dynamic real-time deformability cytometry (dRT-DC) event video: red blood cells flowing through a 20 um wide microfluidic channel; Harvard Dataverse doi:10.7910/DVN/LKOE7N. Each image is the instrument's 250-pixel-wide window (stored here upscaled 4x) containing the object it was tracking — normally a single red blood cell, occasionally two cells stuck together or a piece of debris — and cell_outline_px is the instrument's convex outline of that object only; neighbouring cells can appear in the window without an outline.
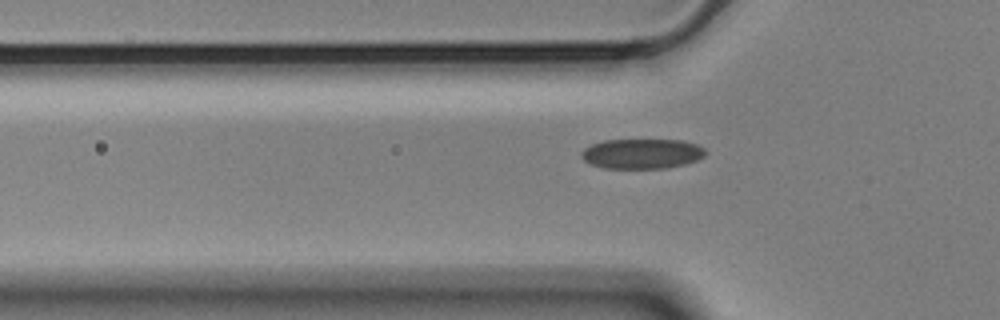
{"species": "Egyptian fruit bat (a non-hibernating species)", "species_latin": "Rousettus aegyptiacus", "temperature_condition": "cold", "stored_images_in_passage": 43, "camera_frame_rate_fps": 3000, "um_per_image_px": 0.085, "animal": {"sex": "male"}, "frame": {"image": 1, "passage_image": 11, "time_ms": 3.333, "image_size_px": [1000, 320], "cell_outline_px": [[704, 156], [696, 160], [684, 164], [664, 168], [604, 168], [592, 164], [584, 160], [580, 156], [580, 152], [584, 148], [592, 144], [604, 140], [684, 140], [696, 144], [704, 148]], "centroid_in_image_um": [54.53, 13.06], "position_along_channel_um": 71.3, "area_um2": 21.56}}
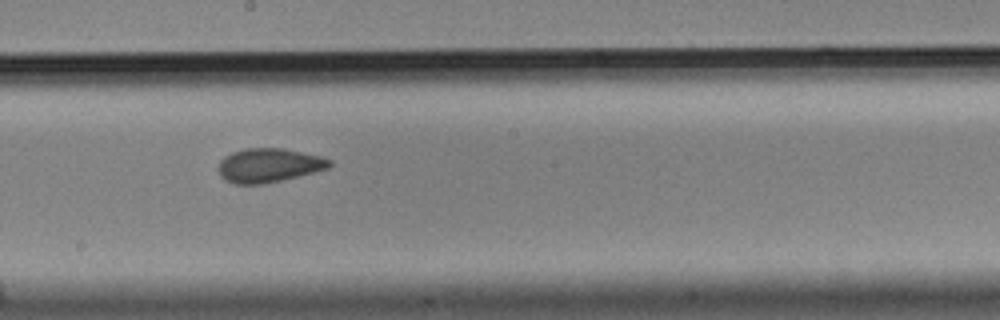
{"frame": {"image": 2, "passage_image": 24, "time_ms": 7.667, "image_size_px": [1000, 320], "cell_outline_px": [[332, 164], [328, 168], [264, 184], [232, 184], [224, 180], [220, 176], [220, 160], [224, 156], [232, 152], [244, 148], [284, 148], [320, 156], [332, 160]], "centroid_in_image_um": [22.82, 14.04], "position_along_channel_um": 225.4, "area_um2": 21.91}}
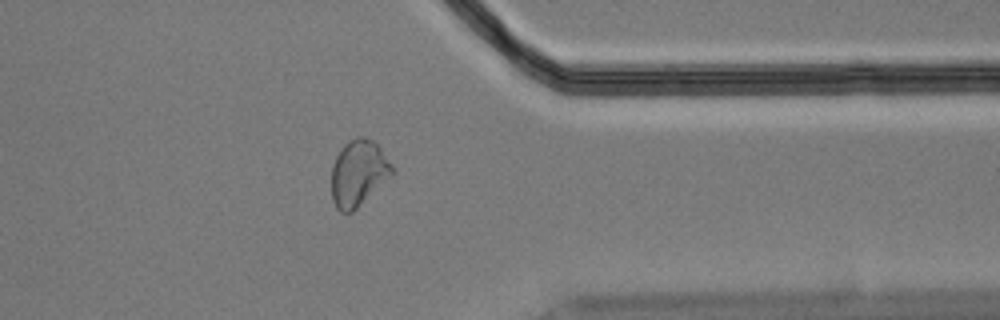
{"frame": {"image": 3, "passage_image": 38, "time_ms": 12.333, "image_size_px": [1000, 320], "cell_outline_px": [[396, 172], [392, 176], [352, 212], [340, 212], [336, 208], [332, 200], [332, 164], [336, 156], [344, 144], [348, 140], [356, 136], [364, 136], [372, 140], [380, 148], [396, 168]], "centroid_in_image_um": [30.49, 14.69], "position_along_channel_um": 380.9, "area_um2": 23.64}}